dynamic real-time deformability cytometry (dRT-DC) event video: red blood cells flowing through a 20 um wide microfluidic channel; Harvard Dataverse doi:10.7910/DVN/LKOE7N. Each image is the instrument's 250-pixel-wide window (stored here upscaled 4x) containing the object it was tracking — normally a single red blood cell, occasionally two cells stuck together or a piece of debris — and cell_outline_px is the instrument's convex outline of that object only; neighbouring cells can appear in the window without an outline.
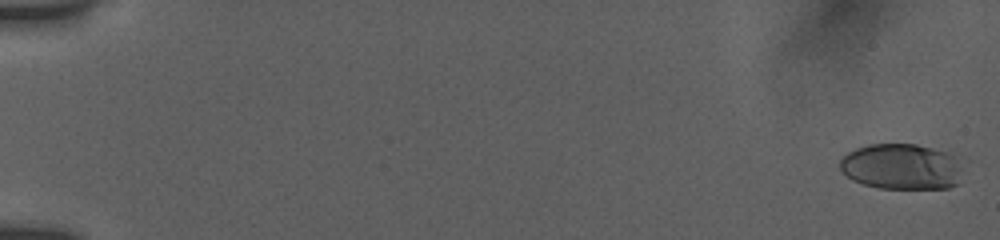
{"species": "human", "species_latin": "Homo sapiens", "temperature_condition": "room temperature", "stored_images_in_passage": 10, "camera_frame_rate_fps": 3000, "um_per_image_px": 0.085, "donor": {"sex": "female"}, "frame": {"image": 1, "passage_image": 1, "time_ms": 0.0, "image_size_px": [1000, 240], "cell_outline_px": [[968, 160], [956, 184], [948, 188], [880, 188], [864, 184], [852, 180], [840, 168], [840, 160], [848, 152], [856, 148], [868, 144], [916, 144], [964, 156]], "centroid_in_image_um": [76.76, 14.14], "position_along_channel_um": 8.2, "area_um2": 33.52}}
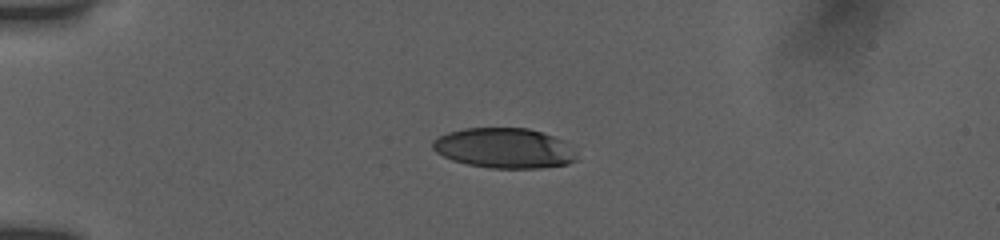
{"frame": {"image": 2, "passage_image": 7, "time_ms": 4.667, "image_size_px": [1000, 240], "cell_outline_px": [[576, 160], [568, 164], [540, 168], [488, 168], [468, 164], [452, 160], [436, 152], [432, 148], [432, 140], [448, 132], [464, 128], [528, 128], [564, 140], [572, 152]], "centroid_in_image_um": [42.81, 12.59], "position_along_channel_um": 42.2, "area_um2": 33.41}}
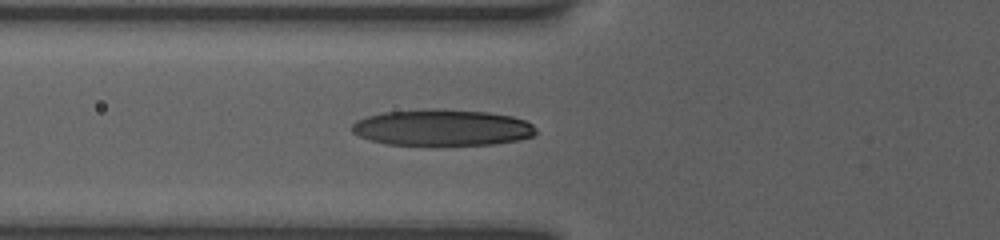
{"frame": {"image": 3, "passage_image": 10, "time_ms": 7.0, "image_size_px": [1000, 240], "cell_outline_px": [[536, 132], [532, 136], [520, 140], [496, 144], [388, 144], [368, 140], [352, 132], [352, 124], [356, 120], [368, 116], [384, 112], [428, 108], [432, 108], [488, 112], [512, 116], [524, 120], [532, 124], [536, 128]], "centroid_in_image_um": [37.59, 10.83], "position_along_channel_um": 88.2, "area_um2": 38.84}}